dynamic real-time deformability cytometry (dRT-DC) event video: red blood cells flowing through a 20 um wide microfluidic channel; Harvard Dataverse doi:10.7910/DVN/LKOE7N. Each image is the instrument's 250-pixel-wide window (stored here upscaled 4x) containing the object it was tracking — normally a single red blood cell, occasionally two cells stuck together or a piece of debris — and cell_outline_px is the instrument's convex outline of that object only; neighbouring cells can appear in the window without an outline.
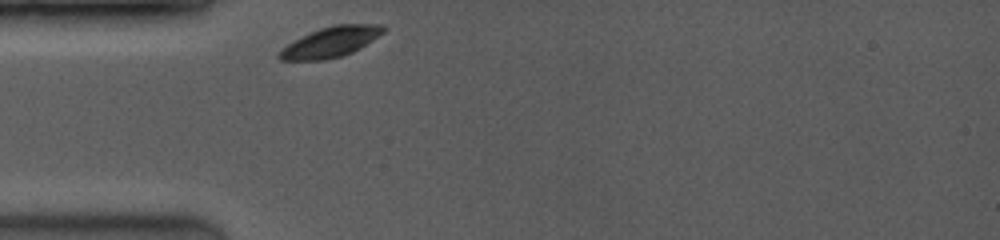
{"species": "common noctule bat (a hibernating species)", "species_latin": "Nyctalus noctula", "temperature_condition": "room temperature", "stored_images_in_passage": 25, "camera_frame_rate_fps": 3500, "um_per_image_px": 0.085, "animal": {"sex": "female", "body_mass_g": 19.0, "forearm_length_mm": 53.3}, "frame": {"image": 1, "passage_image": 1, "time_ms": 0.0, "image_size_px": [1000, 240], "cell_outline_px": [[388, 28], [384, 32], [360, 48], [352, 52], [340, 56], [324, 60], [280, 60], [276, 56], [288, 44], [320, 28], [336, 24], [384, 24]], "centroid_in_image_um": [28.17, 3.56], "position_along_channel_um": 56.8, "area_um2": 18.09}}
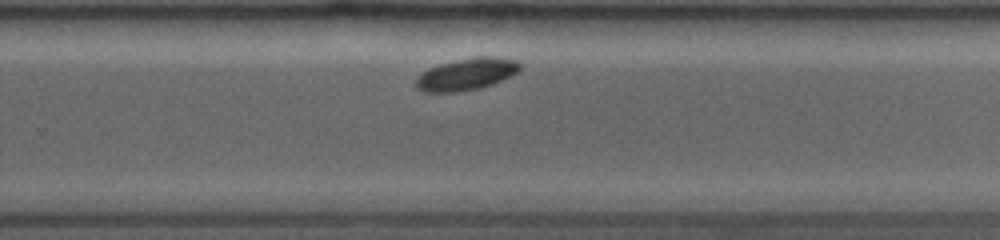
{"frame": {"image": 2, "passage_image": 17, "time_ms": 6.286, "image_size_px": [1000, 240], "cell_outline_px": [[520, 68], [516, 72], [492, 84], [480, 88], [456, 92], [420, 92], [416, 88], [416, 76], [420, 72], [428, 68], [440, 64], [456, 60], [476, 56], [488, 56], [516, 60], [520, 64]], "centroid_in_image_um": [39.57, 6.31], "position_along_channel_um": 290.2, "area_um2": 19.31}}
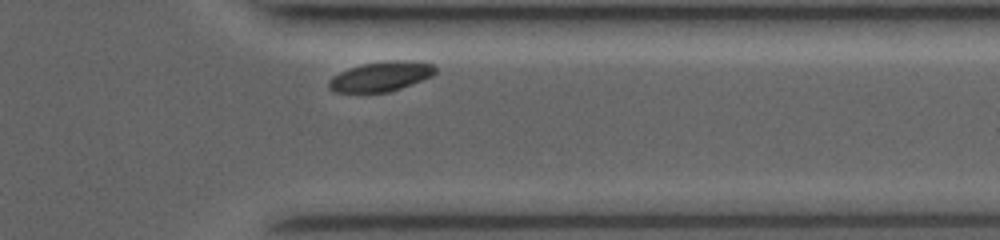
{"frame": {"image": 3, "passage_image": 23, "time_ms": 8.571, "image_size_px": [1000, 240], "cell_outline_px": [[436, 72], [432, 76], [400, 88], [388, 92], [332, 92], [328, 88], [328, 80], [332, 76], [348, 68], [360, 64], [388, 60], [412, 60], [432, 64], [436, 68]], "centroid_in_image_um": [32.34, 6.48], "position_along_channel_um": 379.1, "area_um2": 18.61}, "authors_computed_cell_mechanics": {"area_um2": 19.0162, "velocity_mm_per_s": 3.7908, "shape_relaxation_time_tau1_ms": 0.934, "shape_relaxation_time_tau2_ms": null, "deformation_change_tau1": 0.0621, "deformation_change_tau2": null}}